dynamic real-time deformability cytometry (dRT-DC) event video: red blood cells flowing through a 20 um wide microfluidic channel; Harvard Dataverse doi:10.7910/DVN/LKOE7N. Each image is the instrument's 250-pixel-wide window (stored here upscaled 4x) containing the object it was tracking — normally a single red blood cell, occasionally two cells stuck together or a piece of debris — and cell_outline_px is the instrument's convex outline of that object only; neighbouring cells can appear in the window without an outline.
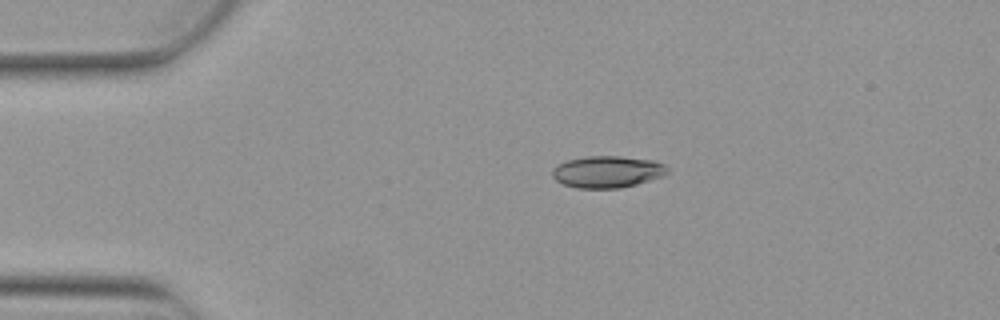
{"species": "Egyptian fruit bat (a non-hibernating species)", "species_latin": "Rousettus aegyptiacus", "temperature_condition": "warm", "stored_images_in_passage": 4, "camera_frame_rate_fps": 3000, "um_per_image_px": 0.085, "animal": {"sex": "female"}, "frame": {"image": 1, "passage_image": 3, "time_ms": 0.667, "image_size_px": [1000, 320], "cell_outline_px": [[668, 172], [664, 176], [636, 184], [620, 188], [576, 188], [564, 184], [556, 180], [552, 176], [552, 168], [568, 160], [588, 156], [620, 156], [656, 160], [664, 164], [668, 168]], "centroid_in_image_um": [51.66, 14.6], "position_along_channel_um": 33.3, "area_um2": 21.39}}